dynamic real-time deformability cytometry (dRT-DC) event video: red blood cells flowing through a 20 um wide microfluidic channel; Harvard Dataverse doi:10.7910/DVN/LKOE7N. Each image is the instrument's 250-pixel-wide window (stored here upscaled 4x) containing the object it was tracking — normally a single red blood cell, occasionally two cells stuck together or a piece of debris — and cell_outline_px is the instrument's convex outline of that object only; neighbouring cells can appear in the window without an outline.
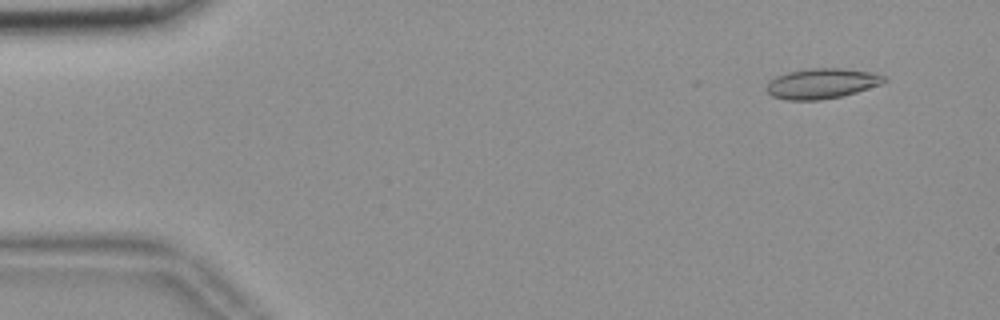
{"species": "common noctule bat (a hibernating species)", "species_latin": "Nyctalus noctula", "temperature_condition": "room temperature", "stored_images_in_passage": 56, "camera_frame_rate_fps": 3000, "um_per_image_px": 0.085, "animal": {"sex": "female", "body_mass_g": 18.4}, "frame": {"image": 1, "passage_image": 5, "time_ms": 1.333, "image_size_px": [1000, 320], "cell_outline_px": [[888, 80], [880, 84], [856, 92], [840, 96], [820, 100], [784, 100], [772, 96], [764, 88], [768, 80], [776, 76], [788, 72], [812, 68], [840, 68], [872, 72], [884, 76]], "centroid_in_image_um": [69.8, 7.1], "position_along_channel_um": 15.2, "area_um2": 20.75}}
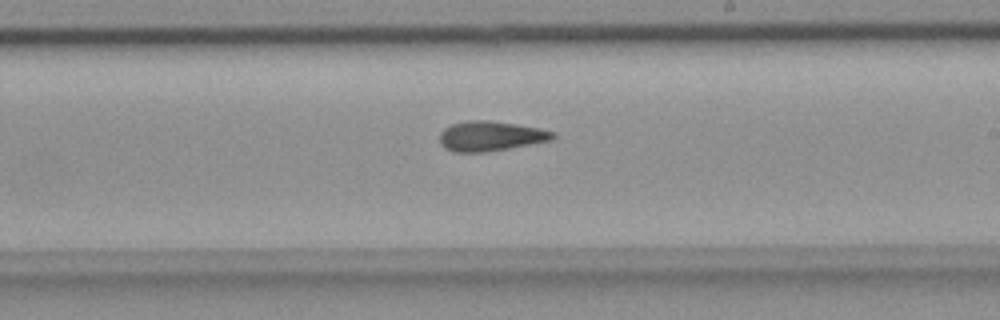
{"frame": {"image": 2, "passage_image": 33, "time_ms": 10.667, "image_size_px": [1000, 320], "cell_outline_px": [[556, 136], [552, 140], [508, 148], [484, 152], [452, 152], [444, 148], [440, 144], [440, 132], [444, 128], [452, 124], [468, 120], [488, 120], [516, 124], [540, 128], [556, 132]], "centroid_in_image_um": [41.69, 11.56], "position_along_channel_um": 247.3, "area_um2": 19.77}}
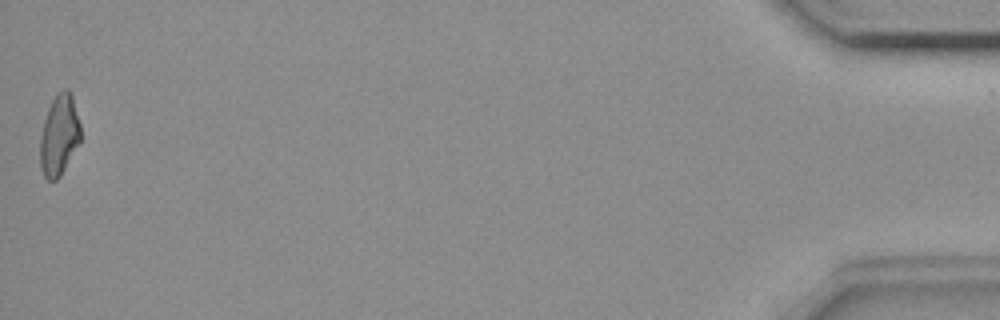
{"frame": {"image": 3, "passage_image": 56, "time_ms": 18.333, "image_size_px": [1000, 320], "cell_outline_px": [[80, 144], [60, 176], [56, 180], [48, 180], [44, 176], [40, 164], [40, 136], [44, 120], [48, 108], [56, 92], [64, 88], [68, 88], [72, 96], [80, 124]], "centroid_in_image_um": [5.03, 11.48], "position_along_channel_um": 430.2, "area_um2": 19.19}, "authors_computed_cell_mechanics": {"area_um2": 19.652, "velocity_mm_per_s": 3.6444, "shape_relaxation_time_tau1_ms": null, "shape_relaxation_time_tau2_ms": 5.0903, "deformation_change_tau1": null, "deformation_change_tau2": 0.1299}}